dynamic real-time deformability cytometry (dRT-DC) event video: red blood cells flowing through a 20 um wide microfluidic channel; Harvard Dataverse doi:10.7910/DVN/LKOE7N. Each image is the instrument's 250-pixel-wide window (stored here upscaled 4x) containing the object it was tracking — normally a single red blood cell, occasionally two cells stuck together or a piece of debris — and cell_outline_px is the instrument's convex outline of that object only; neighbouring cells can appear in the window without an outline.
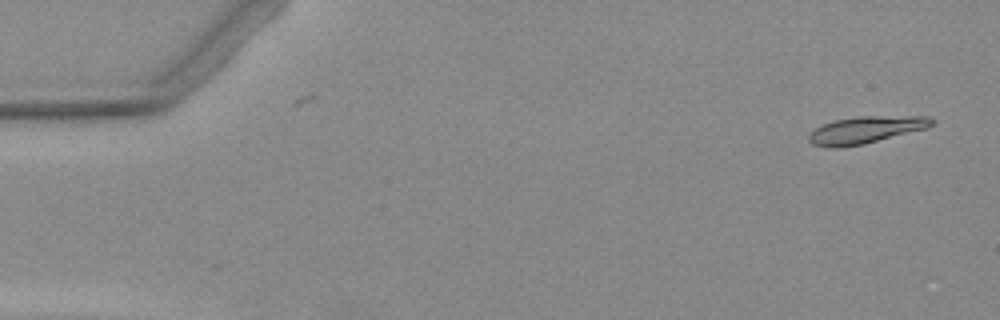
{"species": "Egyptian fruit bat (a non-hibernating species)", "species_latin": "Rousettus aegyptiacus", "temperature_condition": "warm", "stored_images_in_passage": 5, "camera_frame_rate_fps": 3000, "um_per_image_px": 0.085, "animal": {"sex": "female"}, "frame": {"image": 1, "passage_image": 1, "time_ms": 0.0, "image_size_px": [1000, 320], "cell_outline_px": [[936, 120], [928, 128], [864, 144], [836, 148], [828, 148], [812, 144], [808, 140], [808, 136], [816, 128], [824, 124], [836, 120], [856, 116], [928, 116]], "centroid_in_image_um": [73.61, 11.04], "position_along_channel_um": 11.4, "area_um2": 19.42}}
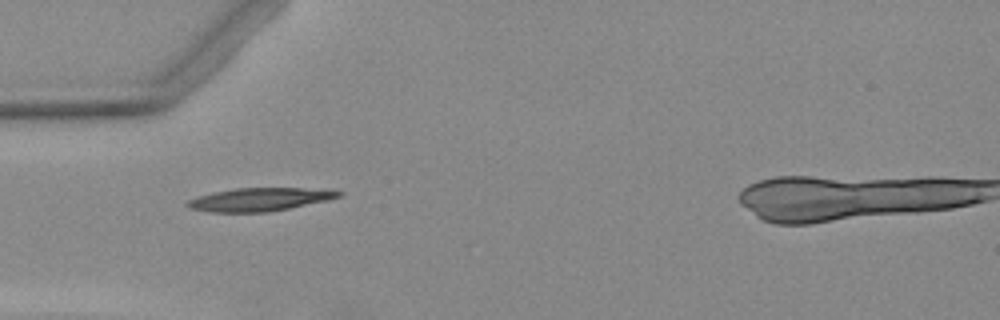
{"frame": {"image": 2, "passage_image": 4, "time_ms": 4.667, "image_size_px": [1000, 320], "cell_outline_px": [[344, 192], [340, 196], [328, 200], [268, 212], [208, 212], [188, 208], [184, 204], [188, 200], [212, 192], [236, 188], [304, 188]], "centroid_in_image_um": [21.99, 16.96], "position_along_channel_um": 63.0, "area_um2": 20.23}}
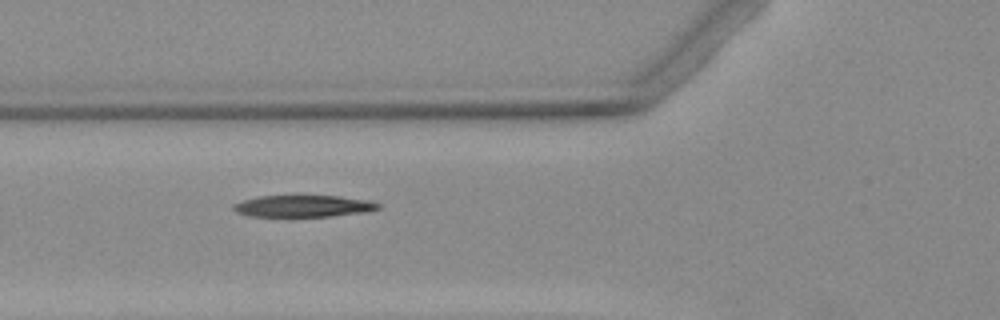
{"frame": {"image": 3, "passage_image": 5, "time_ms": 5.667, "image_size_px": [1000, 320], "cell_outline_px": [[380, 208], [368, 212], [332, 216], [248, 216], [236, 212], [232, 208], [232, 204], [244, 200], [260, 196], [340, 196], [372, 200], [380, 204]], "centroid_in_image_um": [25.83, 17.52], "position_along_channel_um": 100.0, "area_um2": 18.44}}